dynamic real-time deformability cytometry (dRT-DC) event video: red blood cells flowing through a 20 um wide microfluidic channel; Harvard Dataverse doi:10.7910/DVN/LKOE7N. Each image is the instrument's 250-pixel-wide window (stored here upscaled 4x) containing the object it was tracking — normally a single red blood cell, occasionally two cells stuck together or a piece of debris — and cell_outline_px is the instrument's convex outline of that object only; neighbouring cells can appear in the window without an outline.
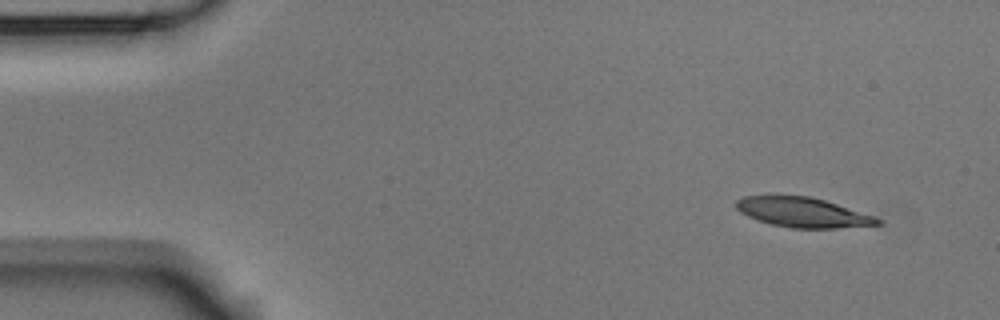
{"species": "Egyptian fruit bat (a non-hibernating species)", "species_latin": "Rousettus aegyptiacus", "temperature_condition": "room temperature", "stored_images_in_passage": 4, "segment_of_instrument_passage": [1, 2], "camera_frame_rate_fps": 3000, "um_per_image_px": 0.085, "animal": {"sex": "male"}, "frame": {"image": 1, "passage_image": 1, "time_ms": 0.0, "image_size_px": [1000, 320], "cell_outline_px": [[884, 224], [836, 228], [792, 228], [772, 224], [748, 216], [740, 212], [736, 208], [736, 200], [744, 196], [808, 196], [824, 200], [876, 216]], "centroid_in_image_um": [68.27, 18.06], "position_along_channel_um": 16.7, "area_um2": 24.28}}